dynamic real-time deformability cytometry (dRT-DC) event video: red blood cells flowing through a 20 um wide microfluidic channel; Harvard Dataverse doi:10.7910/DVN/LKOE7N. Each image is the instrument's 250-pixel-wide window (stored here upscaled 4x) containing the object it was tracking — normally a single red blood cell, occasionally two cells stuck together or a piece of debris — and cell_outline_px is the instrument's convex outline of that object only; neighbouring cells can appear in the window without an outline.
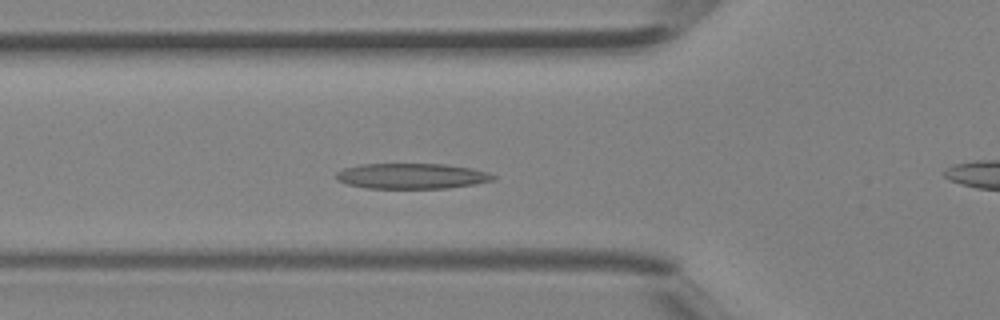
{"species": "Egyptian fruit bat (a non-hibernating species)", "species_latin": "Rousettus aegyptiacus", "temperature_condition": "room temperature", "stored_images_in_passage": 38, "camera_frame_rate_fps": 3000, "um_per_image_px": 0.085, "animal": {"sex": "female"}, "frame": {"image": 1, "passage_image": 10, "time_ms": 3.0, "image_size_px": [1000, 320], "cell_outline_px": [[496, 180], [448, 188], [368, 188], [348, 184], [336, 180], [336, 172], [344, 168], [360, 164], [448, 164], [472, 168], [488, 172], [496, 176]], "centroid_in_image_um": [35.01, 14.96], "position_along_channel_um": 90.8, "area_um2": 23.35}}
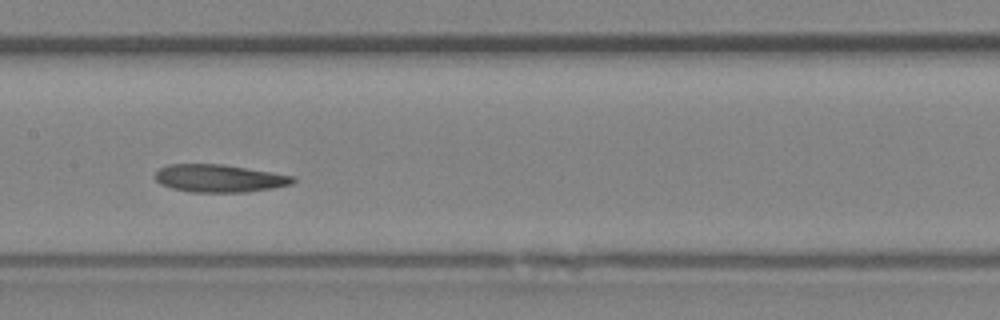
{"frame": {"image": 2, "passage_image": 16, "time_ms": 5.0, "image_size_px": [1000, 320], "cell_outline_px": [[296, 180], [292, 184], [272, 188], [248, 192], [192, 192], [172, 188], [160, 184], [152, 176], [160, 168], [168, 164], [224, 164], [296, 176]], "centroid_in_image_um": [18.64, 15.15], "position_along_channel_um": 188.8, "area_um2": 22.43}}
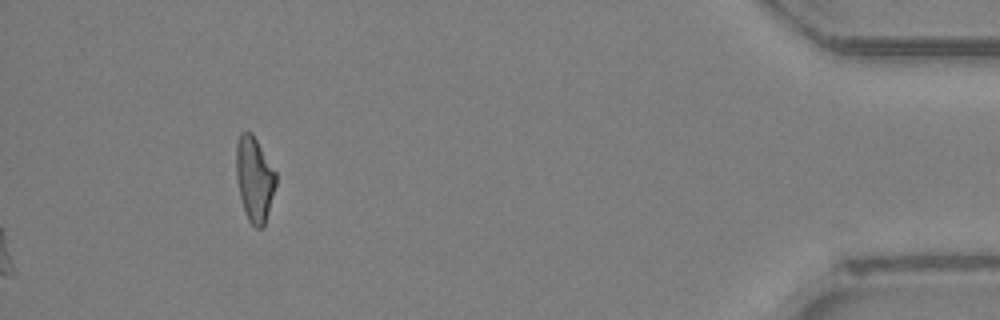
{"frame": {"image": 3, "passage_image": 38, "time_ms": 12.333, "image_size_px": [1000, 320], "cell_outline_px": [[276, 184], [264, 228], [256, 228], [248, 220], [244, 212], [240, 196], [236, 176], [236, 144], [240, 132], [252, 132], [276, 172]], "centroid_in_image_um": [21.62, 15.22], "position_along_channel_um": 413.6, "area_um2": 19.71}}